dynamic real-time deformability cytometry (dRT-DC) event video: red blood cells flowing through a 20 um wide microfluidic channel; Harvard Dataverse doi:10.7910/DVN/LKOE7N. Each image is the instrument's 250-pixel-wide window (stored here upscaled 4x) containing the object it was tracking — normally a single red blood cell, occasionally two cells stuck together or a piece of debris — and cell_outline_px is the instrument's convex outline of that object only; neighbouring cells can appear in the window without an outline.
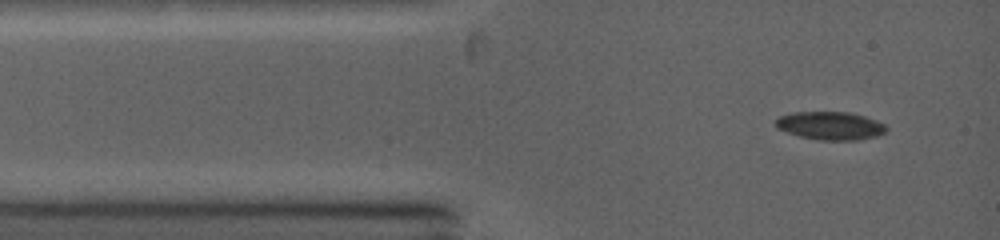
{"species": "common noctule bat (a hibernating species)", "species_latin": "Nyctalus noctula", "temperature_condition": "warm", "stored_images_in_passage": 3, "camera_frame_rate_fps": 5000, "um_per_image_px": 0.085, "animal": {"sex": "female", "body_mass_g": 19.0, "forearm_length_mm": 53.3}, "frame": {"image": 1, "passage_image": 1, "time_ms": 0.0, "image_size_px": [1000, 240], "cell_outline_px": [[888, 128], [884, 132], [876, 136], [856, 140], [820, 140], [800, 136], [776, 128], [776, 120], [780, 116], [792, 112], [848, 112], [864, 116], [876, 120], [884, 124]], "centroid_in_image_um": [70.58, 10.68], "position_along_channel_um": 14.4, "area_um2": 17.98}}
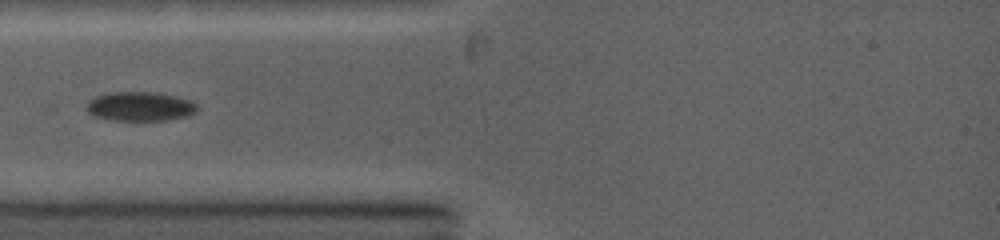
{"frame": {"image": 2, "passage_image": 3, "time_ms": 2.2, "image_size_px": [1000, 240], "cell_outline_px": [[200, 108], [196, 112], [188, 116], [164, 120], [112, 120], [96, 116], [88, 112], [88, 100], [96, 96], [112, 92], [156, 92], [176, 96], [192, 100]], "centroid_in_image_um": [11.97, 9.04], "position_along_channel_um": 73.0, "area_um2": 18.84}}